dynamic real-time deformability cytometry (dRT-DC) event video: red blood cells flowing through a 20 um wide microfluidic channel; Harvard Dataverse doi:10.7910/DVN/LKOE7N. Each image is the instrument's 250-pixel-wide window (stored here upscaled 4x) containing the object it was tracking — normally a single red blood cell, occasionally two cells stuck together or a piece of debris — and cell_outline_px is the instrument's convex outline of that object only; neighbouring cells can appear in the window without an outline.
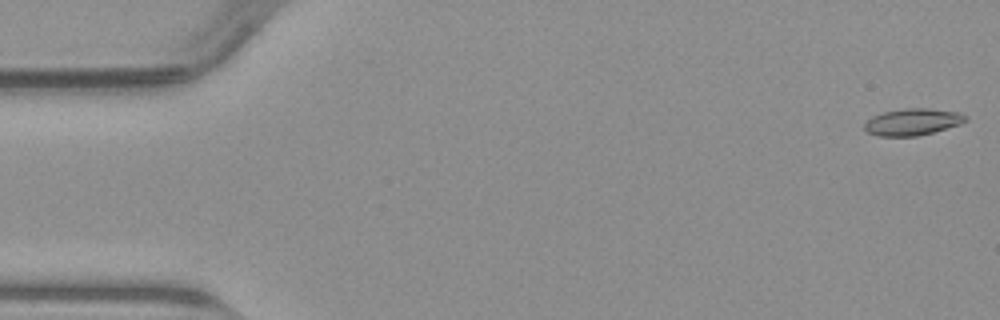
{"species": "common noctule bat (a hibernating species)", "species_latin": "Nyctalus noctula", "temperature_condition": "warm", "stored_images_in_passage": 50, "camera_frame_rate_fps": 3000, "um_per_image_px": 0.085, "animal": {"sex": "male", "body_mass_g": 23.1, "forearm_length_mm": 52.7}, "frame": {"image": 1, "passage_image": 1, "time_ms": 0.0, "image_size_px": [1000, 320], "cell_outline_px": [[968, 120], [960, 124], [932, 132], [916, 136], [876, 136], [868, 132], [864, 128], [864, 124], [872, 116], [880, 112], [904, 108], [928, 108], [960, 112], [968, 116]], "centroid_in_image_um": [77.57, 10.35], "position_along_channel_um": 7.4, "area_um2": 15.9}}
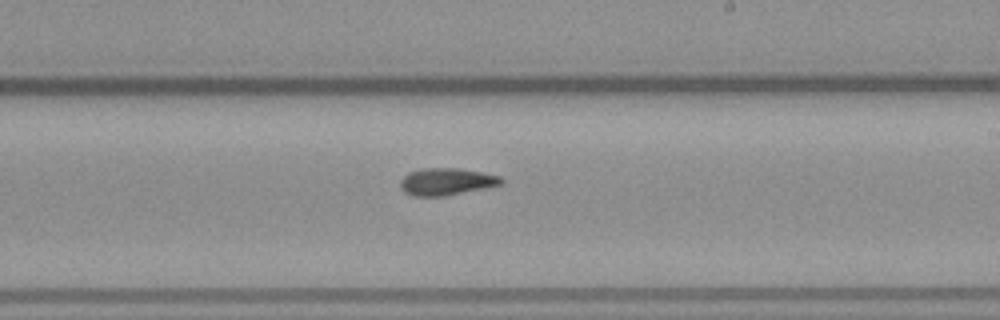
{"frame": {"image": 2, "passage_image": 29, "time_ms": 9.333, "image_size_px": [1000, 320], "cell_outline_px": [[504, 180], [500, 184], [444, 196], [412, 196], [404, 192], [400, 188], [400, 180], [408, 172], [424, 168], [460, 168], [500, 176]], "centroid_in_image_um": [37.88, 15.43], "position_along_channel_um": 251.1, "area_um2": 15.78}}
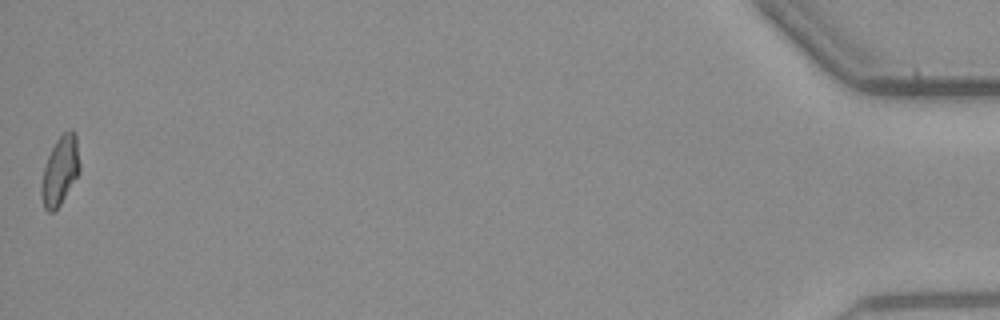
{"frame": {"image": 3, "passage_image": 50, "time_ms": 16.333, "image_size_px": [1000, 320], "cell_outline_px": [[80, 172], [60, 204], [52, 212], [48, 212], [44, 208], [40, 192], [40, 188], [44, 168], [48, 156], [56, 140], [68, 128], [72, 128], [76, 132], [80, 164]], "centroid_in_image_um": [5.12, 14.47], "position_along_channel_um": 430.1, "area_um2": 15.43}}